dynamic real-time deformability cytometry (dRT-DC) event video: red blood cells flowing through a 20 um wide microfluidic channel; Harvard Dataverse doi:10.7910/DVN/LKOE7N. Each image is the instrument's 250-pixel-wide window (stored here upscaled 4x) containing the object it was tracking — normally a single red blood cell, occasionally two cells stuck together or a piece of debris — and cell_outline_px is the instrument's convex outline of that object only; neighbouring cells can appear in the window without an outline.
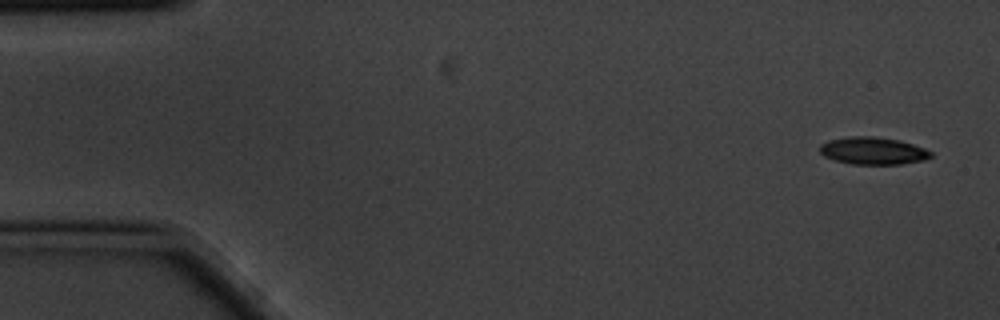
{"species": "common noctule bat (a hibernating species)", "species_latin": "Nyctalus noctula", "temperature_condition": "cold", "stored_images_in_passage": 5, "camera_frame_rate_fps": 3000, "um_per_image_px": 0.085, "animal": {"sex": "male", "body_mass_g": 20.1, "forearm_length_mm": 53.5}, "frame": {"image": 1, "passage_image": 1, "time_ms": 0.0, "image_size_px": [1000, 320], "cell_outline_px": [[932, 156], [924, 160], [900, 164], [852, 164], [832, 160], [824, 156], [820, 152], [820, 144], [828, 140], [848, 136], [872, 136], [900, 140], [924, 148], [932, 152]], "centroid_in_image_um": [74.18, 12.81], "position_along_channel_um": 10.8, "area_um2": 17.8}}
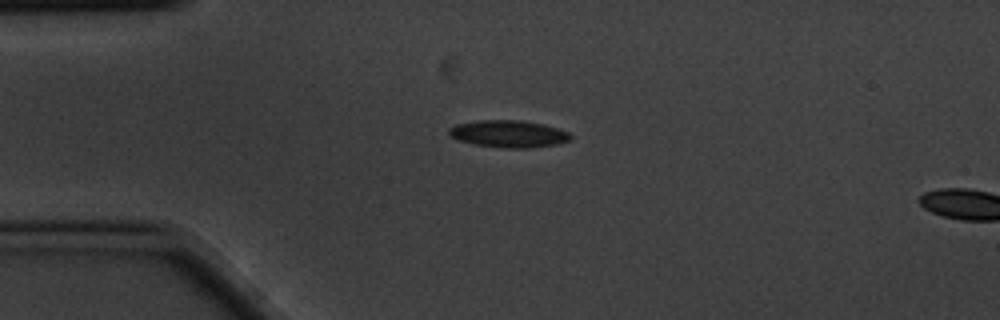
{"frame": {"image": 2, "passage_image": 4, "time_ms": 1.0, "image_size_px": [1000, 320], "cell_outline_px": [[572, 140], [556, 144], [528, 148], [508, 148], [476, 144], [460, 140], [452, 136], [448, 132], [448, 128], [456, 124], [480, 120], [520, 120], [544, 124], [568, 132], [572, 136]], "centroid_in_image_um": [43.26, 11.37], "position_along_channel_um": 41.7, "area_um2": 19.02}}